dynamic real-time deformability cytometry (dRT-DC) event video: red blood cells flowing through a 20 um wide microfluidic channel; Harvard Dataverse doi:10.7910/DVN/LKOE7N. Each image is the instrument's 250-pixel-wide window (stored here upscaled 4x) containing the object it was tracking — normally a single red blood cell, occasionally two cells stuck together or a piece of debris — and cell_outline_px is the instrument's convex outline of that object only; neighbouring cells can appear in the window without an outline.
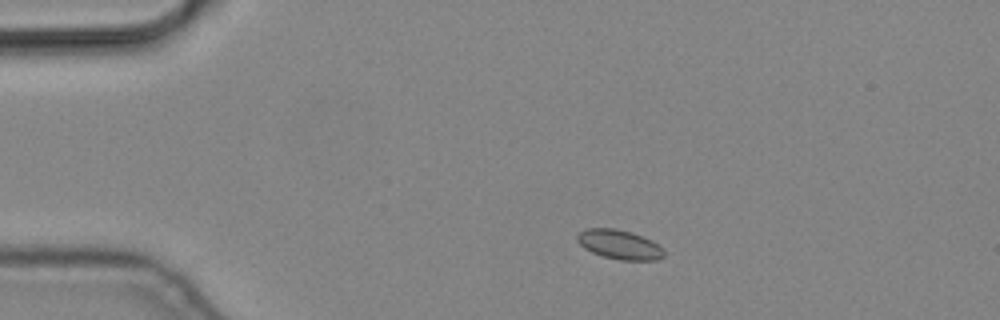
{"species": "common noctule bat (a hibernating species)", "species_latin": "Nyctalus noctula", "temperature_condition": "cold", "stored_images_in_passage": 6, "camera_frame_rate_fps": 3000, "um_per_image_px": 0.085, "animal": {"sex": "male", "body_mass_g": 19.2, "forearm_length_mm": 51.8}, "frame": {"image": 1, "passage_image": 1, "time_ms": 0.0, "image_size_px": [1000, 320], "cell_outline_px": [[664, 256], [656, 260], [620, 260], [604, 256], [592, 252], [584, 248], [576, 240], [576, 236], [584, 228], [616, 228], [632, 232], [652, 240], [664, 252]], "centroid_in_image_um": [52.62, 20.77], "position_along_channel_um": 32.4, "area_um2": 14.8}}
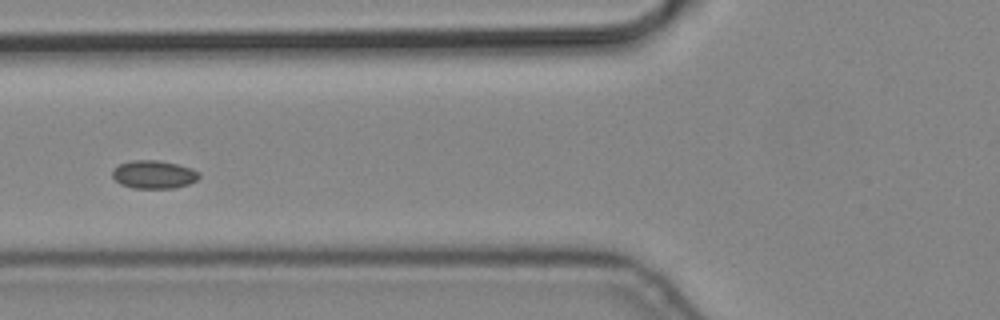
{"frame": {"image": 2, "passage_image": 4, "time_ms": 1.0, "image_size_px": [1000, 320], "cell_outline_px": [[200, 176], [196, 180], [188, 184], [172, 188], [132, 188], [120, 184], [112, 176], [112, 168], [120, 164], [132, 160], [156, 160], [176, 164], [192, 168], [200, 172]], "centroid_in_image_um": [13.06, 14.83], "position_along_channel_um": 112.7, "area_um2": 14.22}}
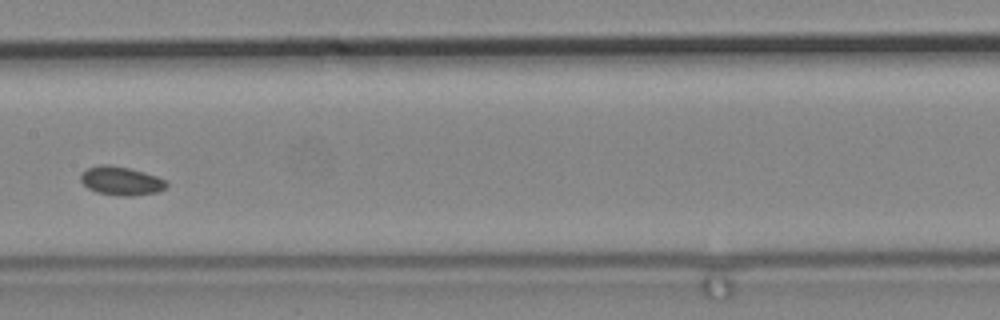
{"frame": {"image": 3, "passage_image": 6, "time_ms": 1.667, "image_size_px": [1000, 320], "cell_outline_px": [[168, 184], [164, 188], [156, 192], [132, 196], [124, 196], [96, 192], [88, 188], [80, 180], [80, 176], [88, 168], [100, 164], [108, 164], [128, 168], [144, 172], [156, 176], [164, 180]], "centroid_in_image_um": [10.27, 15.37], "position_along_channel_um": 197.1, "area_um2": 14.1}}